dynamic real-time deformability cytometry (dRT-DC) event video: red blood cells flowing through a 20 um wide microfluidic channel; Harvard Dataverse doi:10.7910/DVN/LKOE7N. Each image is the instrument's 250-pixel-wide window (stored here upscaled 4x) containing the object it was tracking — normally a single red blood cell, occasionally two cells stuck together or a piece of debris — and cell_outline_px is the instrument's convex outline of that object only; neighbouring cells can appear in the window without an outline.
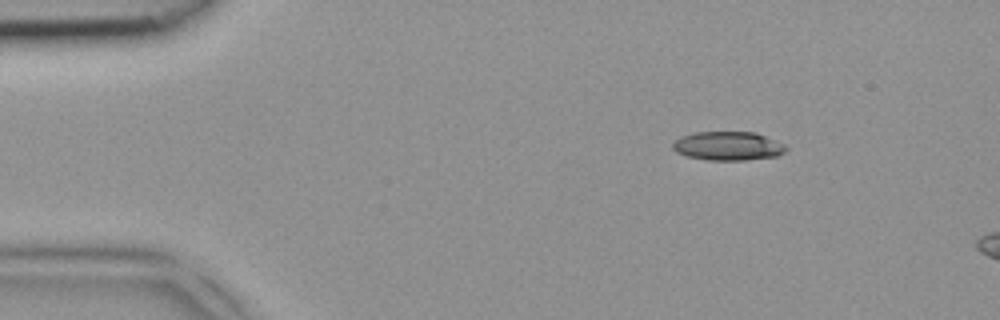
{"species": "common noctule bat (a hibernating species)", "species_latin": "Nyctalus noctula", "temperature_condition": "room temperature", "stored_images_in_passage": 3, "camera_frame_rate_fps": 3000, "um_per_image_px": 0.085, "animal": {"sex": "female", "body_mass_g": 18.4}, "frame": {"image": 1, "passage_image": 1, "time_ms": 0.0, "image_size_px": [1000, 320], "cell_outline_px": [[788, 148], [784, 152], [776, 156], [744, 160], [708, 160], [688, 156], [676, 152], [672, 148], [672, 144], [680, 136], [696, 132], [756, 132], [784, 144]], "centroid_in_image_um": [61.87, 12.4], "position_along_channel_um": 23.1, "area_um2": 18.96}}